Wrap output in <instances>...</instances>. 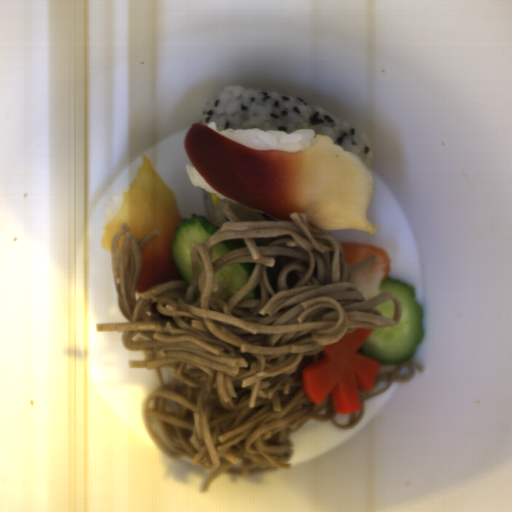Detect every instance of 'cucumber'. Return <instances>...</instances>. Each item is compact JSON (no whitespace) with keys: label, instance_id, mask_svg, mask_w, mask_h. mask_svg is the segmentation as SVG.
<instances>
[{"label":"cucumber","instance_id":"1","mask_svg":"<svg viewBox=\"0 0 512 512\" xmlns=\"http://www.w3.org/2000/svg\"><path fill=\"white\" fill-rule=\"evenodd\" d=\"M378 293H392L398 298L400 320L394 327H375L360 349L378 363H403L413 358L423 340V308L416 300V288L396 278L385 277Z\"/></svg>","mask_w":512,"mask_h":512},{"label":"cucumber","instance_id":"2","mask_svg":"<svg viewBox=\"0 0 512 512\" xmlns=\"http://www.w3.org/2000/svg\"><path fill=\"white\" fill-rule=\"evenodd\" d=\"M205 215L192 214L176 225L170 257L182 281L189 286L192 279L191 247L201 244L219 230Z\"/></svg>","mask_w":512,"mask_h":512},{"label":"cucumber","instance_id":"3","mask_svg":"<svg viewBox=\"0 0 512 512\" xmlns=\"http://www.w3.org/2000/svg\"><path fill=\"white\" fill-rule=\"evenodd\" d=\"M254 269V264L232 263L217 271L215 277L218 283L225 281V290L221 296L222 299L231 297V290H239L245 286L250 280Z\"/></svg>","mask_w":512,"mask_h":512},{"label":"cucumber","instance_id":"4","mask_svg":"<svg viewBox=\"0 0 512 512\" xmlns=\"http://www.w3.org/2000/svg\"><path fill=\"white\" fill-rule=\"evenodd\" d=\"M244 247L240 239H228L217 242L211 247V262H216L224 254Z\"/></svg>","mask_w":512,"mask_h":512},{"label":"cucumber","instance_id":"5","mask_svg":"<svg viewBox=\"0 0 512 512\" xmlns=\"http://www.w3.org/2000/svg\"><path fill=\"white\" fill-rule=\"evenodd\" d=\"M375 311L379 312L386 319H394L395 317V304L394 301H387L374 307Z\"/></svg>","mask_w":512,"mask_h":512},{"label":"cucumber","instance_id":"6","mask_svg":"<svg viewBox=\"0 0 512 512\" xmlns=\"http://www.w3.org/2000/svg\"><path fill=\"white\" fill-rule=\"evenodd\" d=\"M262 298L260 288L257 286L247 292L240 301L256 300Z\"/></svg>","mask_w":512,"mask_h":512}]
</instances>
